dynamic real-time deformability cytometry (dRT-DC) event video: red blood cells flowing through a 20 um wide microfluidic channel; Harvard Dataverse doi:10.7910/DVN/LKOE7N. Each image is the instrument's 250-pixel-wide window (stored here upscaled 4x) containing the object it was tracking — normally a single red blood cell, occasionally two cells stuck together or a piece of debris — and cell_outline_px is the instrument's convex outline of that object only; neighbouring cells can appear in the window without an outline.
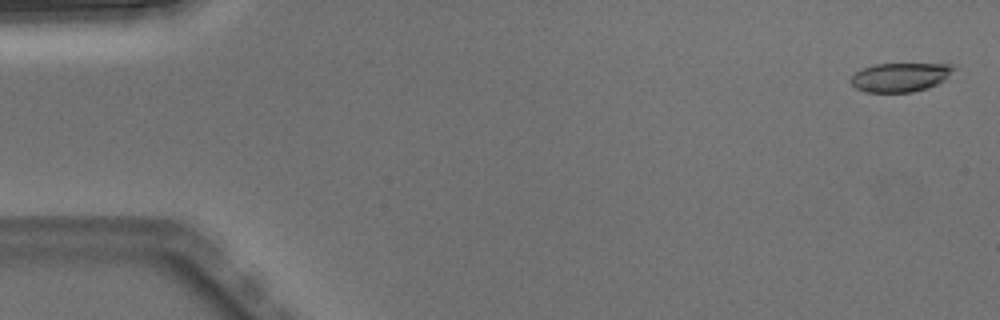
{"species": "Egyptian fruit bat (a non-hibernating species)", "species_latin": "Rousettus aegyptiacus", "temperature_condition": "warm", "stored_images_in_passage": 4, "camera_frame_rate_fps": 3000, "um_per_image_px": 0.085, "animal": {"sex": "male"}, "frame": {"image": 1, "passage_image": 1, "time_ms": 0.0, "image_size_px": [1000, 320], "cell_outline_px": [[956, 68], [944, 80], [928, 88], [912, 92], [864, 92], [856, 88], [848, 80], [856, 72], [864, 68], [876, 64], [952, 64]], "centroid_in_image_um": [76.51, 6.57], "position_along_channel_um": 8.5, "area_um2": 17.28}}
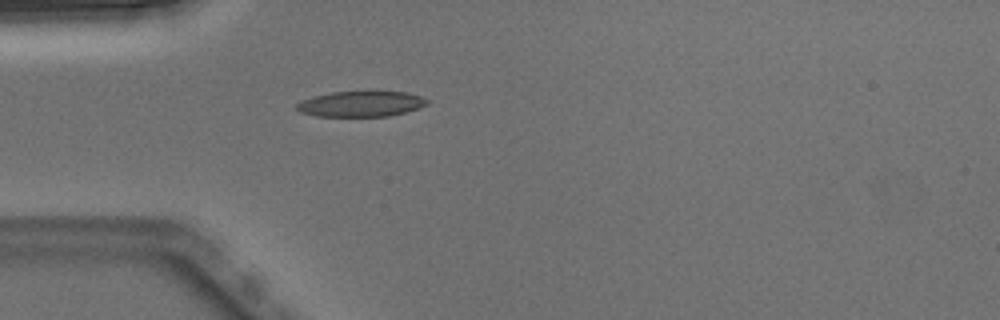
{"frame": {"image": 2, "passage_image": 4, "time_ms": 1.0, "image_size_px": [1000, 320], "cell_outline_px": [[428, 104], [404, 112], [388, 116], [316, 116], [300, 112], [296, 108], [296, 104], [300, 100], [312, 96], [332, 92], [408, 92], [420, 96], [428, 100]], "centroid_in_image_um": [30.63, 8.83], "position_along_channel_um": 54.4, "area_um2": 19.25}}